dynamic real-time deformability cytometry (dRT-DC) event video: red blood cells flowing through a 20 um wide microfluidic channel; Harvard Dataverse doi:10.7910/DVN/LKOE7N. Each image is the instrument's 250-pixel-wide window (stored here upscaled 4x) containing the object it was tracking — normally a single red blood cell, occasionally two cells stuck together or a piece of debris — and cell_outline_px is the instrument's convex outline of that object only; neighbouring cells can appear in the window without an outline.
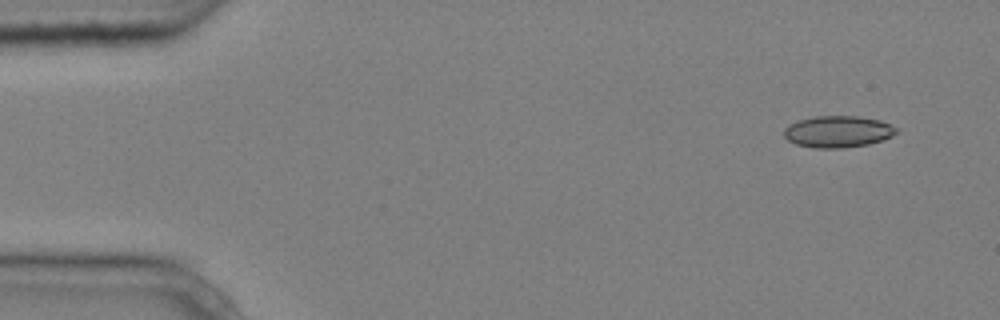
{"species": "common noctule bat (a hibernating species)", "species_latin": "Nyctalus noctula", "temperature_condition": "cold", "stored_images_in_passage": 6, "camera_frame_rate_fps": 3000, "um_per_image_px": 0.085, "animal": {"sex": "male", "body_mass_g": 20.4}, "frame": {"image": 1, "passage_image": 1, "time_ms": 0.0, "image_size_px": [1000, 320], "cell_outline_px": [[900, 132], [884, 140], [868, 144], [840, 148], [816, 148], [796, 144], [788, 140], [784, 136], [784, 128], [788, 124], [796, 120], [812, 116], [860, 116], [880, 120], [896, 128]], "centroid_in_image_um": [71.21, 11.18], "position_along_channel_um": 13.8, "area_um2": 20.92}}
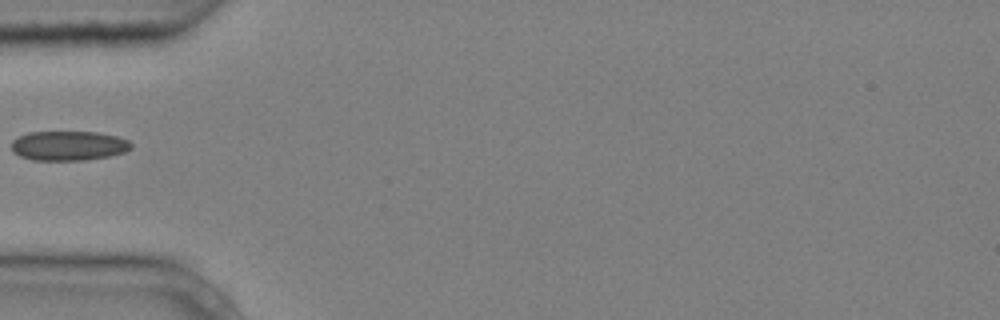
{"frame": {"image": 2, "passage_image": 5, "time_ms": 1.333, "image_size_px": [1000, 320], "cell_outline_px": [[132, 148], [124, 152], [108, 156], [84, 160], [32, 160], [20, 156], [12, 152], [12, 140], [28, 132], [96, 132], [116, 136], [128, 140], [132, 144]], "centroid_in_image_um": [5.81, 12.39], "position_along_channel_um": 79.2, "area_um2": 20.58}}
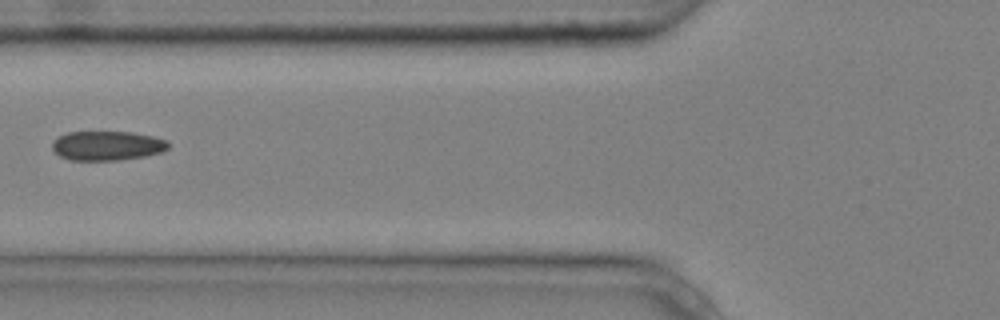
{"frame": {"image": 3, "passage_image": 6, "time_ms": 1.667, "image_size_px": [1000, 320], "cell_outline_px": [[168, 148], [160, 152], [144, 156], [120, 160], [72, 160], [60, 156], [52, 148], [52, 140], [68, 132], [132, 132], [152, 136], [164, 140], [168, 144]], "centroid_in_image_um": [9.07, 12.38], "position_along_channel_um": 116.7, "area_um2": 19.65}}